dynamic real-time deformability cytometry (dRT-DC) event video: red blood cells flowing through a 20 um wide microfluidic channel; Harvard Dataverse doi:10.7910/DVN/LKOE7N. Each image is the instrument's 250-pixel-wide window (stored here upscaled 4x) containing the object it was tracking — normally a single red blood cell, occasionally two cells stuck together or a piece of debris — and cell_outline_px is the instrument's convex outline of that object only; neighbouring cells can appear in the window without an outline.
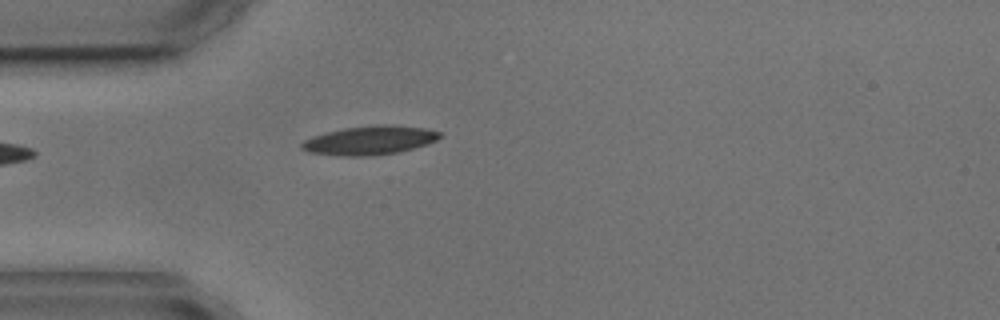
{"species": "common noctule bat (a hibernating species)", "species_latin": "Nyctalus noctula", "temperature_condition": "cold", "stored_images_in_passage": 4, "camera_frame_rate_fps": 3000, "um_per_image_px": 0.085, "animal": {"sex": "male", "body_mass_g": 17.9, "forearm_length_mm": 54.2}, "frame": {"image": 1, "passage_image": 4, "time_ms": 4.333, "image_size_px": [1000, 320], "cell_outline_px": [[444, 136], [436, 140], [400, 152], [372, 156], [340, 156], [308, 152], [300, 148], [300, 144], [304, 140], [312, 136], [344, 128], [424, 128], [440, 132]], "centroid_in_image_um": [31.33, 12.0], "position_along_channel_um": 53.7, "area_um2": 21.96}}